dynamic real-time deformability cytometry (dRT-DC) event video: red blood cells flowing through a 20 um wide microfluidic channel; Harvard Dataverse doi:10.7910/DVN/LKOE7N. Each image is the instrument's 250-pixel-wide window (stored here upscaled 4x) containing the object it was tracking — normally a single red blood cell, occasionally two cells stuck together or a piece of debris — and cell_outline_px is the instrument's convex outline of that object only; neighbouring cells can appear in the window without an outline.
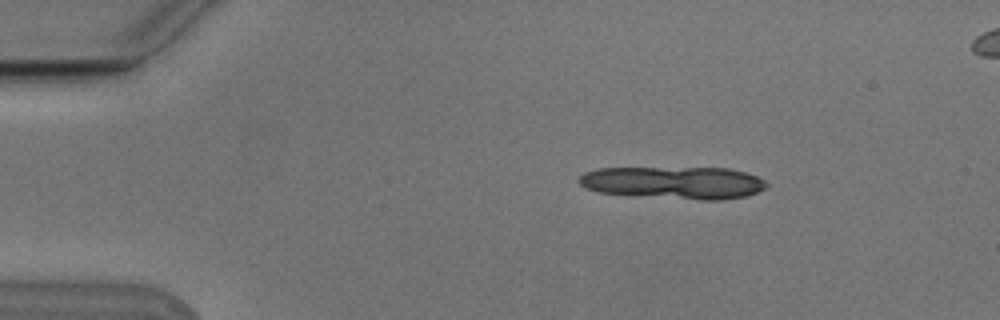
{"species": "Egyptian fruit bat (a non-hibernating species)", "species_latin": "Rousettus aegyptiacus", "temperature_condition": "cold", "stored_images_in_passage": 8, "segment_of_instrument_passage": [1, 2], "camera_frame_rate_fps": 3000, "um_per_image_px": 0.085, "animal": {"sex": "male"}, "frame": {"image": 1, "passage_image": 2, "time_ms": 0.333, "image_size_px": [1000, 320], "cell_outline_px": [[768, 188], [744, 196], [720, 200], [700, 200], [600, 192], [584, 188], [576, 180], [584, 172], [596, 168], [728, 168], [744, 172], [756, 176], [764, 180], [768, 184]], "centroid_in_image_um": [57.27, 15.52], "position_along_channel_um": 27.7, "area_um2": 35.32}}